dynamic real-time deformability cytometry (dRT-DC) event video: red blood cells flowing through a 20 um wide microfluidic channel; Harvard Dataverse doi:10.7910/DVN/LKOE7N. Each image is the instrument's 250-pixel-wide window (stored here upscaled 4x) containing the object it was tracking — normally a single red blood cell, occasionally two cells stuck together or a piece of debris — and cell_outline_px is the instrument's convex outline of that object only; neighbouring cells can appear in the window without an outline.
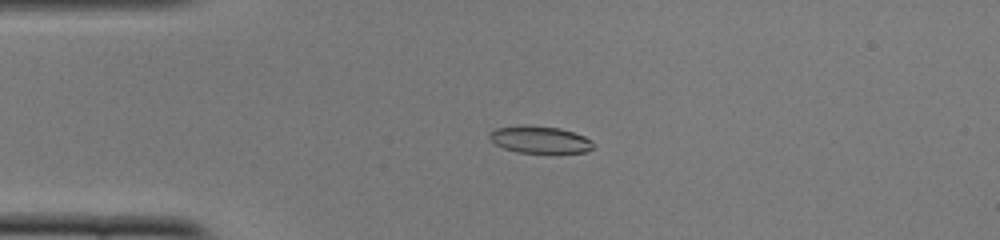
{"species": "common noctule bat (a hibernating species)", "species_latin": "Nyctalus noctula", "temperature_condition": "cold", "stored_images_in_passage": 52, "camera_frame_rate_fps": 3000, "um_per_image_px": 0.085, "animal": {"sex": "female", "body_mass_g": 22.0, "forearm_length_mm": 56.7}, "frame": {"image": 1, "passage_image": 12, "time_ms": 3.667, "image_size_px": [1000, 240], "cell_outline_px": [[596, 144], [588, 152], [516, 152], [504, 148], [488, 140], [488, 132], [496, 128], [520, 124], [560, 128], [584, 136], [592, 140]], "centroid_in_image_um": [45.85, 11.85], "position_along_channel_um": 39.2, "area_um2": 16.53}}
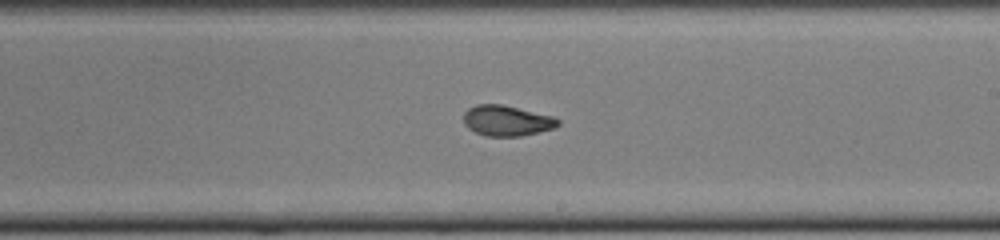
{"frame": {"image": 2, "passage_image": 30, "time_ms": 9.667, "image_size_px": [1000, 240], "cell_outline_px": [[560, 124], [556, 128], [520, 136], [484, 136], [468, 128], [464, 124], [464, 112], [468, 108], [476, 104], [504, 104], [552, 116], [560, 120]], "centroid_in_image_um": [43.08, 10.25], "position_along_channel_um": 245.9, "area_um2": 16.94}}
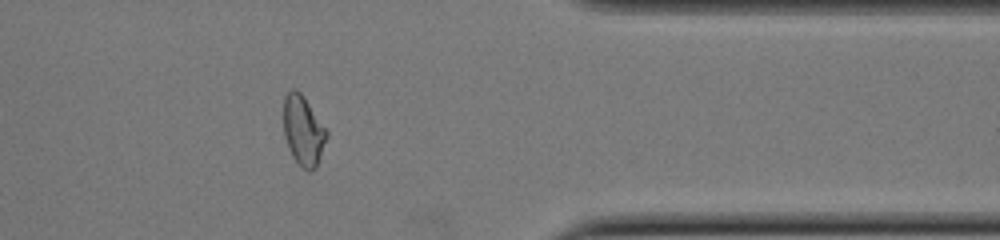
{"frame": {"image": 3, "passage_image": 42, "time_ms": 13.667, "image_size_px": [1000, 240], "cell_outline_px": [[328, 136], [316, 168], [312, 172], [308, 172], [292, 156], [284, 136], [284, 96], [292, 88], [296, 88], [304, 96], [328, 132]], "centroid_in_image_um": [25.78, 11.09], "position_along_channel_um": 385.6, "area_um2": 17.51}, "authors_computed_cell_mechanics": {"area_um2": 17.0799, "velocity_mm_per_s": 3.8853, "shape_relaxation_time_tau1_ms": 3.7961, "shape_relaxation_time_tau2_ms": 1.6856, "deformation_change_tau1": 0.1557, "deformation_change_tau2": 0.0694}}